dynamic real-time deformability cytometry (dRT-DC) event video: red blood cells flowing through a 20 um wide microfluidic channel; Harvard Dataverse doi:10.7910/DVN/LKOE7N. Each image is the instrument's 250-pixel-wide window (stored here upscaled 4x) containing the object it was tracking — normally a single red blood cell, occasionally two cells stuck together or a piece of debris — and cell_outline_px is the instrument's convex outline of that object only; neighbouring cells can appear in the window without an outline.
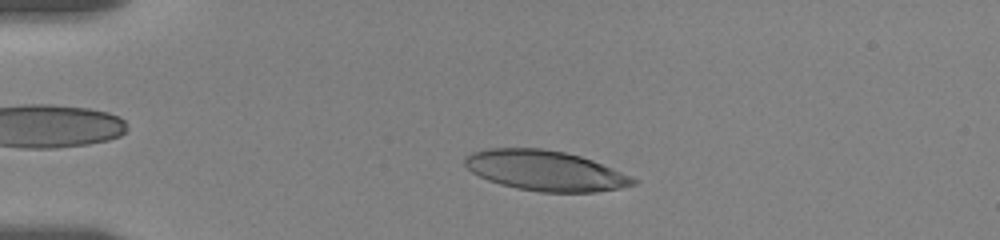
{"species": "human", "species_latin": "Homo sapiens", "temperature_condition": "room temperature", "stored_images_in_passage": 16, "camera_frame_rate_fps": 3000, "um_per_image_px": 0.085, "donor": {"sex": "female"}, "frame": {"image": 1, "passage_image": 4, "time_ms": 2.0, "image_size_px": [1000, 240], "cell_outline_px": [[640, 180], [636, 184], [620, 188], [596, 192], [540, 192], [516, 188], [500, 184], [488, 180], [472, 172], [464, 164], [464, 156], [472, 152], [488, 148], [540, 148], [564, 152], [580, 156], [592, 160], [632, 176]], "centroid_in_image_um": [46.35, 14.5], "position_along_channel_um": 38.6, "area_um2": 39.48}}
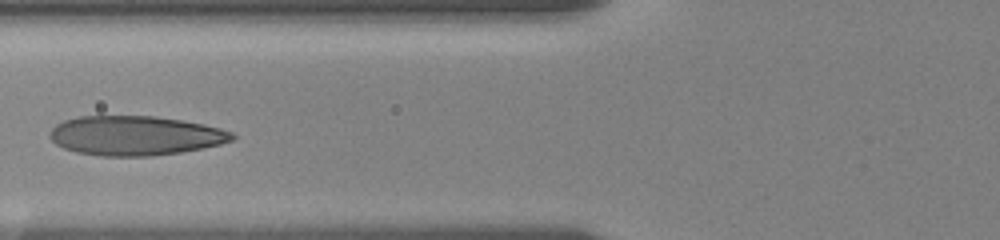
{"frame": {"image": 2, "passage_image": 11, "time_ms": 5.333, "image_size_px": [1000, 240], "cell_outline_px": [[236, 136], [232, 140], [220, 144], [204, 148], [180, 152], [152, 156], [100, 156], [76, 152], [64, 148], [56, 144], [48, 136], [52, 128], [56, 124], [64, 120], [76, 116], [156, 116], [204, 124], [220, 128], [232, 132]], "centroid_in_image_um": [11.48, 11.53], "position_along_channel_um": 114.3, "area_um2": 42.08}}
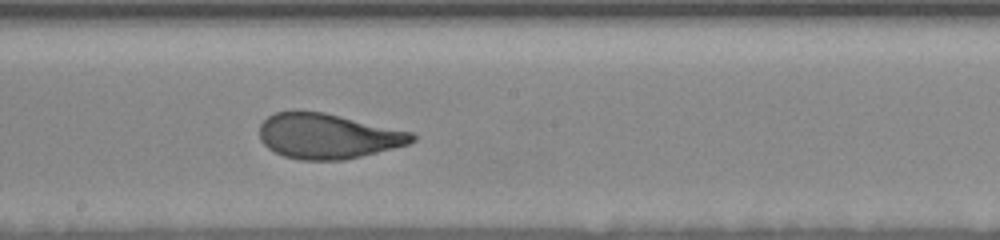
{"frame": {"image": 3, "passage_image": 16, "time_ms": 8.333, "image_size_px": [1000, 240], "cell_outline_px": [[416, 140], [408, 144], [344, 160], [300, 160], [284, 156], [268, 148], [260, 140], [260, 124], [268, 116], [276, 112], [324, 112], [412, 132], [416, 136]], "centroid_in_image_um": [27.86, 11.58], "position_along_channel_um": 220.3, "area_um2": 39.71}}